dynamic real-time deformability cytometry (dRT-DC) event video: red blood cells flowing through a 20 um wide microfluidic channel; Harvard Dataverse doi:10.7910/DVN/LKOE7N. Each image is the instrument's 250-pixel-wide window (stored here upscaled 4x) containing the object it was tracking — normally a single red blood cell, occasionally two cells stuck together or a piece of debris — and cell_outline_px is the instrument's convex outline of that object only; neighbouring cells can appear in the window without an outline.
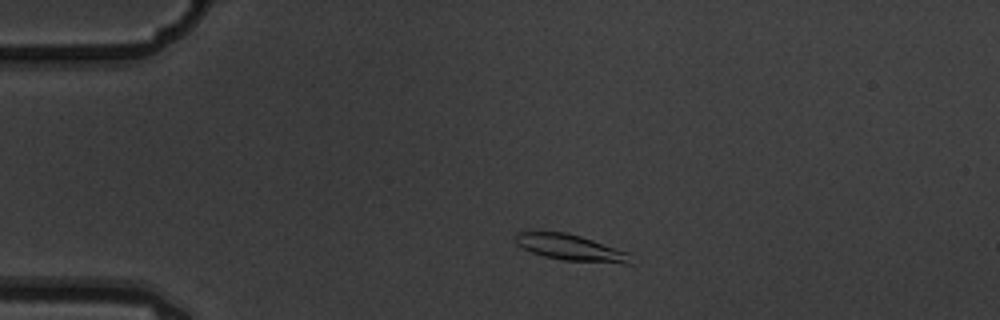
{"species": "common noctule bat (a hibernating species)", "species_latin": "Nyctalus noctula", "temperature_condition": "warm", "stored_images_in_passage": 3, "camera_frame_rate_fps": 3000, "um_per_image_px": 0.085, "animal": {"sex": "male", "body_mass_g": 19.5, "forearm_length_mm": 54.6}, "frame": {"image": 1, "passage_image": 2, "time_ms": 0.333, "image_size_px": [1000, 320], "cell_outline_px": [[632, 264], [624, 264], [564, 260], [544, 256], [532, 252], [516, 244], [516, 232], [564, 232], [580, 236], [628, 252]], "centroid_in_image_um": [48.52, 21.06], "position_along_channel_um": 36.5, "area_um2": 17.22}}